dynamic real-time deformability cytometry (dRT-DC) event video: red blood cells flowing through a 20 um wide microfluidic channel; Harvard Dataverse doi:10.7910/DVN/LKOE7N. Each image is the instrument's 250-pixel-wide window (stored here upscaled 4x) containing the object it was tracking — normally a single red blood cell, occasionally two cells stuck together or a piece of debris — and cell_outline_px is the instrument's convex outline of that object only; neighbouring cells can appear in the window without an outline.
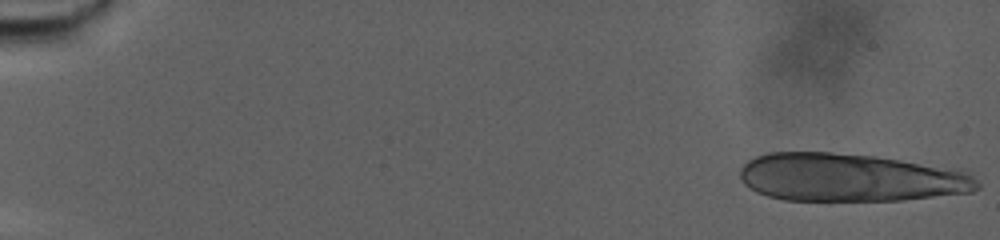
{"species": "human", "species_latin": "Homo sapiens", "temperature_condition": "warm", "stored_images_in_passage": 28, "camera_frame_rate_fps": 3000, "um_per_image_px": 0.085, "donor": {"sex": "male"}, "frame": {"image": 1, "passage_image": 1, "time_ms": 0.0, "image_size_px": [1000, 240], "cell_outline_px": [[980, 188], [972, 192], [900, 200], [784, 200], [768, 196], [756, 192], [744, 184], [740, 176], [740, 168], [748, 160], [756, 156], [768, 152], [832, 152], [876, 156], [968, 168], [980, 184]], "centroid_in_image_um": [72.38, 15.07], "position_along_channel_um": 12.6, "area_um2": 67.63}}